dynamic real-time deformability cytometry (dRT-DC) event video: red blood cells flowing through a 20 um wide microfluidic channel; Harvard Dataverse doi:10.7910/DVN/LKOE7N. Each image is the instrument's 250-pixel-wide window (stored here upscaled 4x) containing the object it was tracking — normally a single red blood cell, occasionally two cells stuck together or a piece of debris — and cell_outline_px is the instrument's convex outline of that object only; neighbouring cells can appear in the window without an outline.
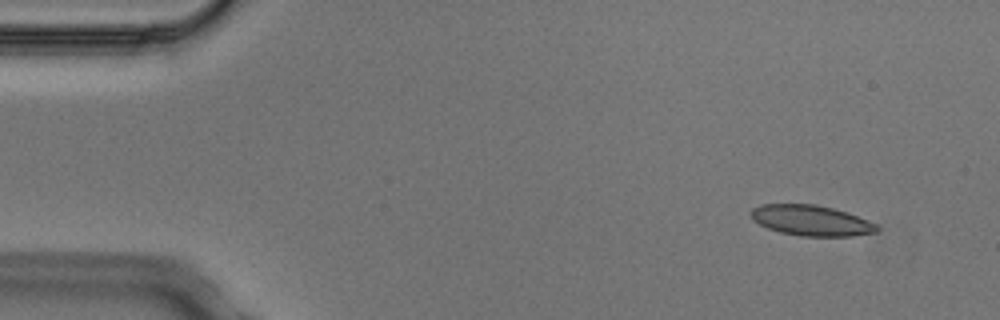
{"species": "Egyptian fruit bat (a non-hibernating species)", "species_latin": "Rousettus aegyptiacus", "temperature_condition": "cold", "stored_images_in_passage": 5, "camera_frame_rate_fps": 3000, "um_per_image_px": 0.085, "animal": {"sex": "male"}, "frame": {"image": 1, "passage_image": 1, "time_ms": 0.0, "image_size_px": [1000, 320], "cell_outline_px": [[880, 228], [876, 232], [852, 236], [800, 236], [780, 232], [768, 228], [752, 220], [752, 208], [760, 204], [816, 204], [848, 212], [868, 220], [876, 224]], "centroid_in_image_um": [68.96, 18.74], "position_along_channel_um": 16.0, "area_um2": 22.43}}
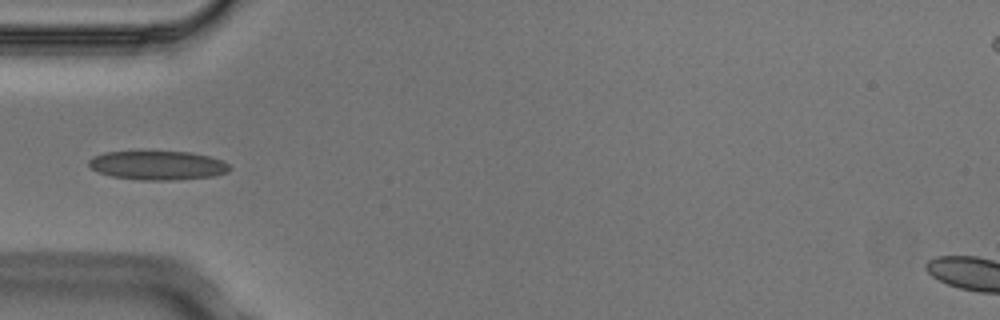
{"frame": {"image": 2, "passage_image": 4, "time_ms": 1.0, "image_size_px": [1000, 320], "cell_outline_px": [[232, 168], [228, 172], [212, 176], [172, 180], [140, 180], [112, 176], [100, 172], [92, 168], [88, 164], [88, 160], [92, 156], [104, 152], [192, 152], [224, 160]], "centroid_in_image_um": [13.43, 14.05], "position_along_channel_um": 71.6, "area_um2": 23.7}}
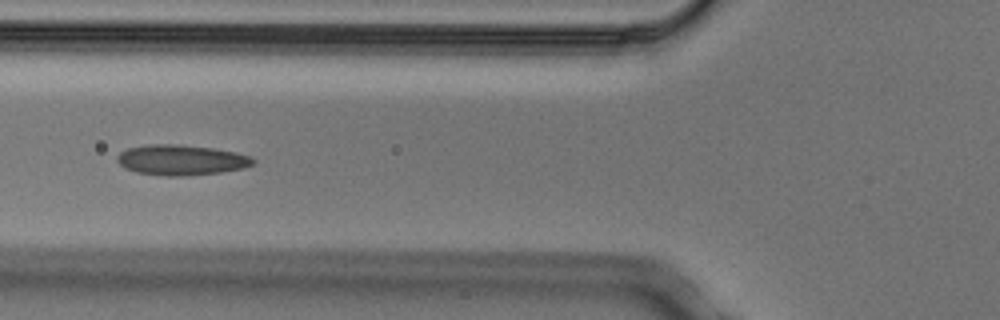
{"frame": {"image": 3, "passage_image": 5, "time_ms": 1.333, "image_size_px": [1000, 320], "cell_outline_px": [[256, 160], [252, 164], [244, 168], [220, 172], [188, 176], [164, 176], [136, 172], [124, 168], [116, 160], [116, 156], [120, 152], [128, 148], [148, 144], [180, 144], [212, 148], [236, 152], [252, 156]], "centroid_in_image_um": [15.39, 13.6], "position_along_channel_um": 110.4, "area_um2": 24.28}}